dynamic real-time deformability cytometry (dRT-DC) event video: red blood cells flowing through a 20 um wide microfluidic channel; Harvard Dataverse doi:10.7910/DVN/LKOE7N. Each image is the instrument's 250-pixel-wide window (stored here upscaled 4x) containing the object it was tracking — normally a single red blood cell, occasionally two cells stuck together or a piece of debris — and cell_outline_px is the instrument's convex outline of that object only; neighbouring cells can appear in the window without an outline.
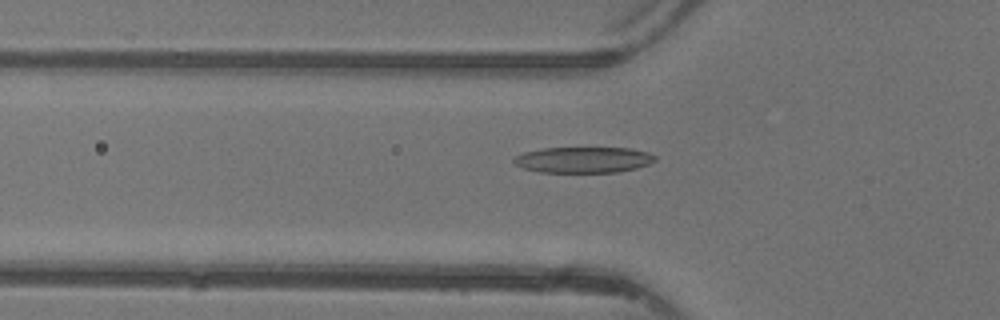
{"species": "common noctule bat (a hibernating species)", "species_latin": "Nyctalus noctula", "temperature_condition": "warm", "stored_images_in_passage": 39, "camera_frame_rate_fps": 3000, "um_per_image_px": 0.085, "animal": {"sex": "female"}, "frame": {"image": 1, "passage_image": 8, "time_ms": 2.333, "image_size_px": [1000, 320], "cell_outline_px": [[656, 160], [648, 164], [636, 168], [616, 172], [540, 172], [524, 168], [516, 164], [512, 160], [516, 156], [524, 152], [544, 148], [632, 148], [648, 152], [656, 156]], "centroid_in_image_um": [49.61, 13.58], "position_along_channel_um": 76.2, "area_um2": 21.21}}
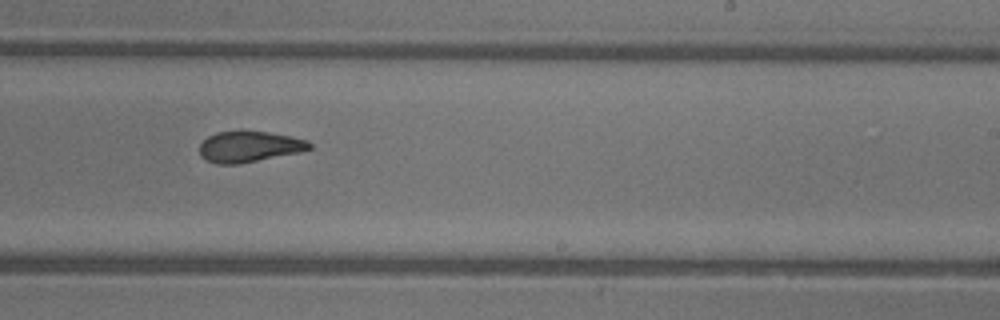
{"frame": {"image": 2, "passage_image": 21, "time_ms": 6.667, "image_size_px": [1000, 320], "cell_outline_px": [[312, 148], [300, 152], [236, 164], [216, 164], [204, 160], [200, 156], [200, 144], [208, 136], [216, 132], [268, 132], [292, 136], [308, 140], [312, 144]], "centroid_in_image_um": [21.18, 12.47], "position_along_channel_um": 267.8, "area_um2": 19.65}}
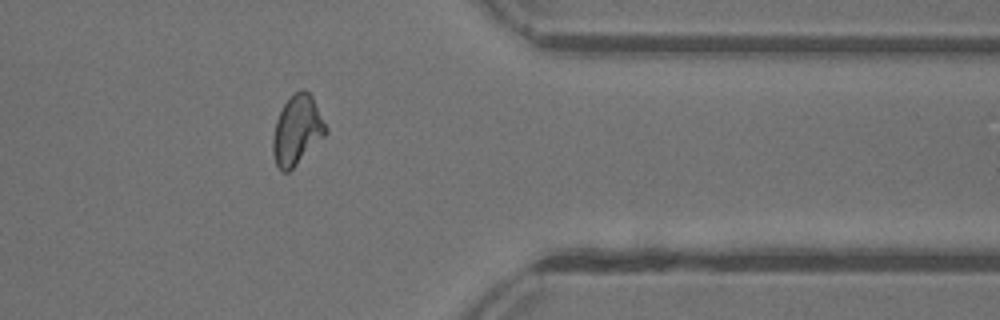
{"frame": {"image": 3, "passage_image": 30, "time_ms": 9.667, "image_size_px": [1000, 320], "cell_outline_px": [[328, 132], [288, 172], [280, 172], [276, 164], [272, 152], [272, 140], [276, 120], [284, 104], [300, 88], [304, 88], [312, 96], [328, 128]], "centroid_in_image_um": [25.24, 11.06], "position_along_channel_um": 386.2, "area_um2": 21.15}, "authors_computed_cell_mechanics": {"area_um2": 20.9814, "velocity_mm_per_s": 4.4081, "shape_relaxation_time_tau1_ms": 4.7405, "shape_relaxation_time_tau2_ms": 3.3371, "deformation_change_tau1": 0.1915, "deformation_change_tau2": 0.1176}}